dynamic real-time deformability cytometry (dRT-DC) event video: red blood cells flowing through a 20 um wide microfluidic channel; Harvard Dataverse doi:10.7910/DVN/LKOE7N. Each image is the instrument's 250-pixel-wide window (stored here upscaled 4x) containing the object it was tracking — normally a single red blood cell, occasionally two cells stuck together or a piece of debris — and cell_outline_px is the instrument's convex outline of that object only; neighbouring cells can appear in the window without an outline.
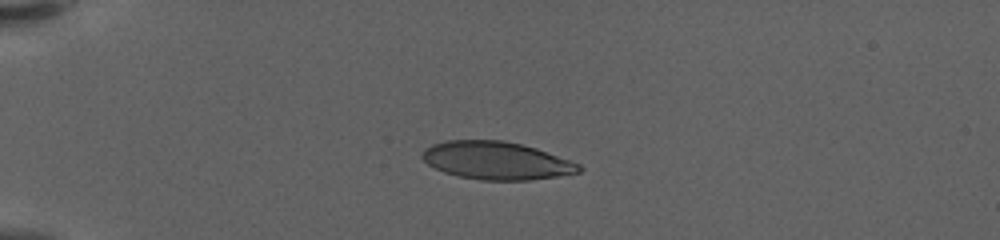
{"species": "human", "species_latin": "Homo sapiens", "temperature_condition": "warm", "stored_images_in_passage": 44, "camera_frame_rate_fps": 3000, "um_per_image_px": 0.085, "donor": {"sex": "female"}, "frame": {"image": 1, "passage_image": 1, "time_ms": 0.0, "image_size_px": [1000, 240], "cell_outline_px": [[584, 168], [580, 172], [556, 176], [528, 180], [480, 180], [460, 176], [444, 172], [428, 164], [420, 156], [424, 148], [432, 144], [444, 140], [504, 140], [536, 148], [580, 164]], "centroid_in_image_um": [42.17, 13.64], "position_along_channel_um": 42.8, "area_um2": 34.51}}
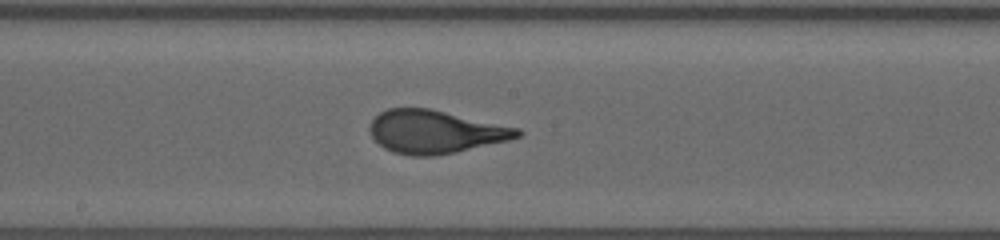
{"frame": {"image": 2, "passage_image": 19, "time_ms": 6.0, "image_size_px": [1000, 240], "cell_outline_px": [[524, 132], [520, 136], [508, 140], [452, 152], [432, 156], [412, 156], [392, 152], [384, 148], [372, 136], [368, 128], [372, 120], [380, 112], [388, 108], [428, 108], [520, 128]], "centroid_in_image_um": [36.97, 11.19], "position_along_channel_um": 211.2, "area_um2": 36.7}}
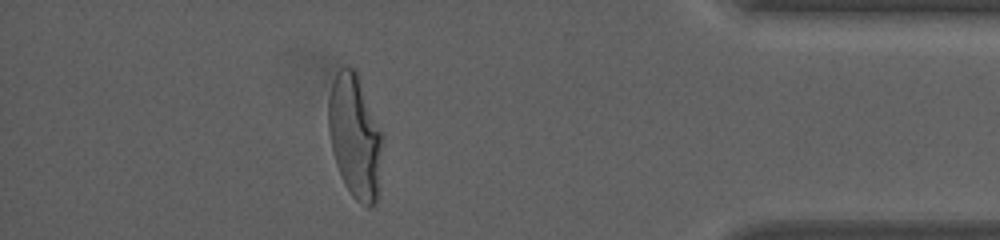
{"frame": {"image": 3, "passage_image": 38, "time_ms": 12.333, "image_size_px": [1000, 240], "cell_outline_px": [[384, 136], [376, 204], [372, 208], [368, 208], [360, 204], [352, 196], [344, 184], [336, 164], [332, 148], [328, 128], [328, 96], [336, 72], [340, 68], [356, 68], [384, 132]], "centroid_in_image_um": [30.2, 11.58], "position_along_channel_um": 405.0, "area_um2": 39.82}, "authors_computed_cell_mechanics": {"area_um2": 37.1654, "velocity_mm_per_s": 3.5743, "shape_relaxation_time_tau1_ms": 4.5158, "shape_relaxation_time_tau2_ms": null, "deformation_change_tau1": 0.2263, "deformation_change_tau2": null}}